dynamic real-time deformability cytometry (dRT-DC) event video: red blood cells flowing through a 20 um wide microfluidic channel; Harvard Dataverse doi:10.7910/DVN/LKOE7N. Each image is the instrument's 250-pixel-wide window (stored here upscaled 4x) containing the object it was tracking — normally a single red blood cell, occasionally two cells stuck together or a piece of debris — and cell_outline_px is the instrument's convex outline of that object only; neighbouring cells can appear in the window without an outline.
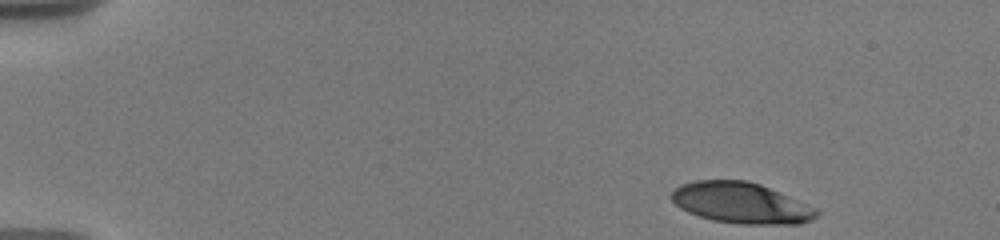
{"species": "human", "species_latin": "Homo sapiens", "temperature_condition": "warm", "stored_images_in_passage": 72, "camera_frame_rate_fps": 3000, "um_per_image_px": 0.085, "donor": {"sex": "male"}, "frame": {"image": 1, "passage_image": 1, "time_ms": 0.0, "image_size_px": [1000, 240], "cell_outline_px": [[820, 216], [812, 220], [800, 224], [740, 224], [712, 220], [688, 212], [680, 208], [668, 196], [680, 184], [696, 180], [748, 180], [760, 184], [816, 208], [820, 212]], "centroid_in_image_um": [62.99, 17.25], "position_along_channel_um": 22.0, "area_um2": 34.68}}
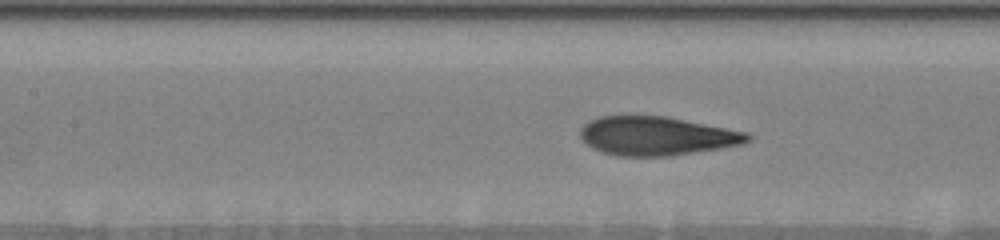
{"frame": {"image": 2, "passage_image": 35, "time_ms": 6.667, "image_size_px": [1000, 240], "cell_outline_px": [[752, 136], [744, 144], [720, 148], [668, 156], [616, 156], [592, 148], [580, 140], [580, 128], [588, 120], [600, 116], [668, 116], [748, 132]], "centroid_in_image_um": [55.79, 11.55], "position_along_channel_um": 151.6, "area_um2": 38.03}}
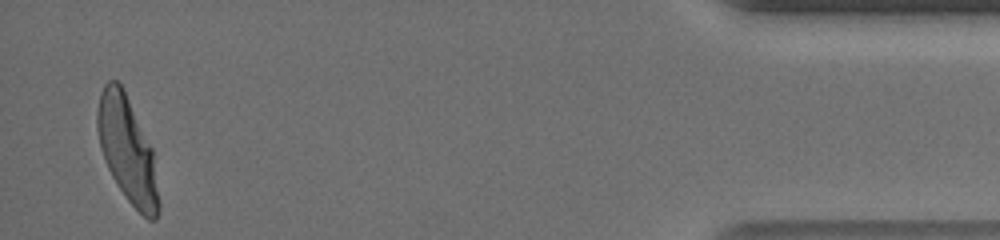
{"frame": {"image": 3, "passage_image": 69, "time_ms": 16.0, "image_size_px": [1000, 240], "cell_outline_px": [[160, 212], [156, 220], [148, 220], [128, 200], [112, 176], [108, 168], [100, 148], [96, 128], [96, 112], [100, 92], [104, 84], [108, 80], [116, 80], [120, 84], [152, 148], [160, 204]], "centroid_in_image_um": [10.8, 12.75], "position_along_channel_um": 424.4, "area_um2": 37.28}, "authors_computed_cell_mechanics": {"area_um2": 37.5411, "velocity_mm_per_s": 3.6404, "shape_relaxation_time_tau1_ms": 4.7331, "shape_relaxation_time_tau2_ms": null, "deformation_change_tau1": 0.2225, "deformation_change_tau2": null}}